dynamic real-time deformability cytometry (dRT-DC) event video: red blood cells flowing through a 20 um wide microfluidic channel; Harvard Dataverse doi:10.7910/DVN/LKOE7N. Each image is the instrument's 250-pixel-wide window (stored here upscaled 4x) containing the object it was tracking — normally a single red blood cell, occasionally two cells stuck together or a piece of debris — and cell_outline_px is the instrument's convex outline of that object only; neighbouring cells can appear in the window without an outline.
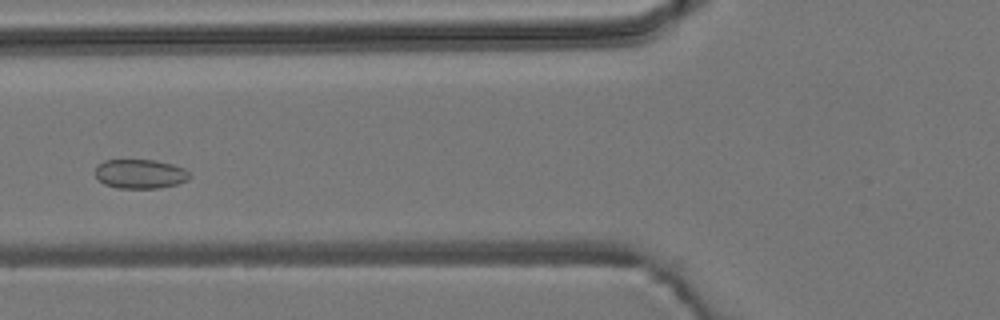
{"species": "common noctule bat (a hibernating species)", "species_latin": "Nyctalus noctula", "temperature_condition": "room temperature", "stored_images_in_passage": 6, "camera_frame_rate_fps": 3000, "um_per_image_px": 0.085, "animal": {"sex": "male", "body_mass_g": 19.2, "forearm_length_mm": 51.8}, "frame": {"image": 1, "passage_image": 5, "time_ms": 4.667, "image_size_px": [1000, 320], "cell_outline_px": [[192, 176], [188, 180], [176, 184], [160, 188], [116, 188], [104, 184], [96, 176], [96, 164], [104, 160], [156, 160], [172, 164], [184, 168]], "centroid_in_image_um": [11.92, 14.78], "position_along_channel_um": 113.9, "area_um2": 16.18}}
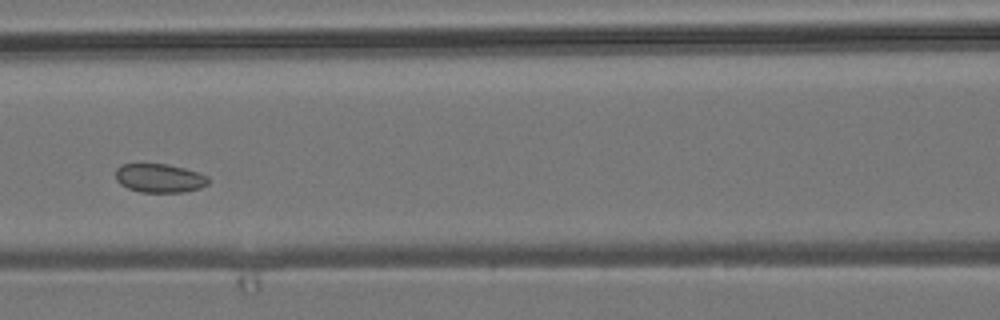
{"frame": {"image": 2, "passage_image": 6, "time_ms": 5.667, "image_size_px": [1000, 320], "cell_outline_px": [[208, 184], [200, 188], [184, 192], [140, 192], [128, 188], [120, 184], [116, 180], [116, 168], [120, 164], [168, 164], [184, 168], [208, 176]], "centroid_in_image_um": [13.54, 15.14], "position_along_channel_um": 153.1, "area_um2": 15.55}}